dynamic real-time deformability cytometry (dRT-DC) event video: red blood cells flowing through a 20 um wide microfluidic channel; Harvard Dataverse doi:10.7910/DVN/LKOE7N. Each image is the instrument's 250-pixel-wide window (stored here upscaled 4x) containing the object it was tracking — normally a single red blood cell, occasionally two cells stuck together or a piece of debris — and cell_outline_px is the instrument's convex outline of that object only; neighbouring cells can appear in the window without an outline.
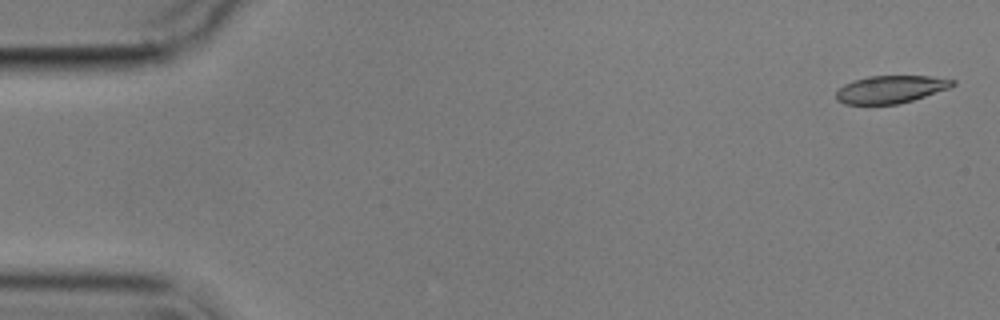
{"species": "common noctule bat (a hibernating species)", "species_latin": "Nyctalus noctula", "temperature_condition": "cold", "stored_images_in_passage": 3, "camera_frame_rate_fps": 3000, "um_per_image_px": 0.085, "animal": {"sex": "male", "body_mass_g": 17.9}, "frame": {"image": 1, "passage_image": 1, "time_ms": 0.0, "image_size_px": [1000, 320], "cell_outline_px": [[956, 84], [948, 88], [912, 100], [896, 104], [844, 104], [836, 100], [836, 92], [844, 84], [852, 80], [868, 76], [928, 76], [956, 80]], "centroid_in_image_um": [75.67, 7.59], "position_along_channel_um": 9.3, "area_um2": 18.61}}